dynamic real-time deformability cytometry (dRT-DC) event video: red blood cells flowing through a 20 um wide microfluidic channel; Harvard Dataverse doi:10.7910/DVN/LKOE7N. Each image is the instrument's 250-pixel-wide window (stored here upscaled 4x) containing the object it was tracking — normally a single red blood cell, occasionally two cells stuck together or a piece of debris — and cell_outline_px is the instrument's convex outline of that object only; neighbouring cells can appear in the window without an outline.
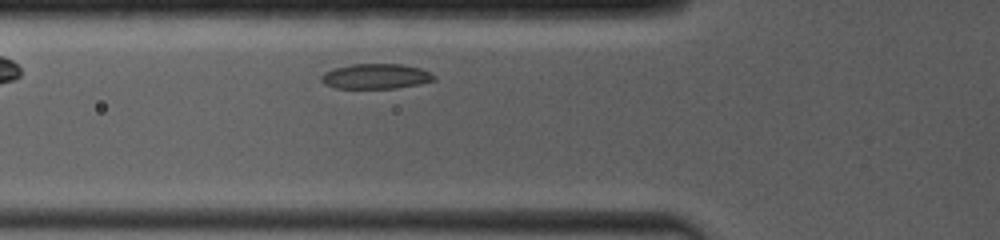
{"species": "common noctule bat (a hibernating species)", "species_latin": "Nyctalus noctula", "temperature_condition": "room temperature", "stored_images_in_passage": 44, "camera_frame_rate_fps": 4000, "um_per_image_px": 0.085, "animal": {"sex": "female", "body_mass_g": 19.0, "forearm_length_mm": 53.3}, "frame": {"image": 1, "passage_image": 6, "time_ms": 0.75, "image_size_px": [1000, 240], "cell_outline_px": [[436, 80], [396, 88], [336, 88], [324, 84], [320, 80], [320, 76], [324, 72], [332, 68], [352, 64], [404, 64], [420, 68], [436, 76]], "centroid_in_image_um": [31.9, 6.48], "position_along_channel_um": 93.9, "area_um2": 16.53}}
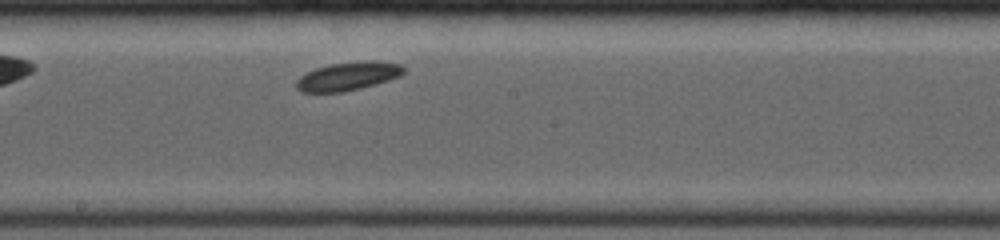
{"frame": {"image": 2, "passage_image": 26, "time_ms": 4.0, "image_size_px": [1000, 240], "cell_outline_px": [[404, 72], [400, 76], [388, 80], [360, 88], [340, 92], [304, 92], [296, 88], [296, 80], [300, 76], [316, 68], [332, 64], [364, 60], [368, 60], [400, 64], [404, 68]], "centroid_in_image_um": [29.57, 6.47], "position_along_channel_um": 218.6, "area_um2": 17.51}}
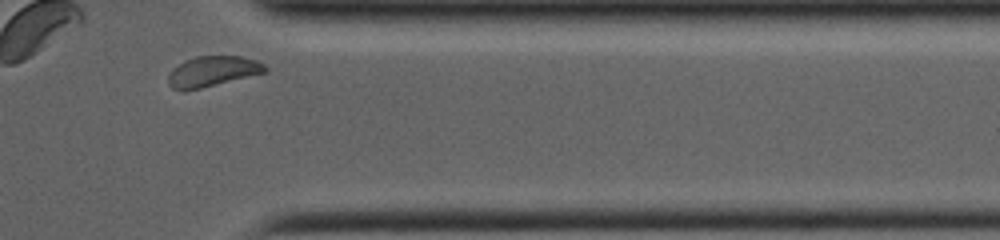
{"frame": {"image": 3, "passage_image": 42, "time_ms": 8.5, "image_size_px": [1000, 240], "cell_outline_px": [[268, 68], [264, 72], [200, 88], [180, 92], [172, 88], [168, 84], [168, 76], [172, 68], [184, 60], [196, 56], [240, 56], [256, 60], [264, 64]], "centroid_in_image_um": [17.99, 6.06], "position_along_channel_um": 393.4, "area_um2": 17.05}, "authors_computed_cell_mechanics": {"area_um2": 16.9932, "velocity_mm_per_s": 3.8659, "shape_relaxation_time_tau1_ms": null, "shape_relaxation_time_tau2_ms": 2.564, "deformation_change_tau1": null, "deformation_change_tau2": 0.0497}}